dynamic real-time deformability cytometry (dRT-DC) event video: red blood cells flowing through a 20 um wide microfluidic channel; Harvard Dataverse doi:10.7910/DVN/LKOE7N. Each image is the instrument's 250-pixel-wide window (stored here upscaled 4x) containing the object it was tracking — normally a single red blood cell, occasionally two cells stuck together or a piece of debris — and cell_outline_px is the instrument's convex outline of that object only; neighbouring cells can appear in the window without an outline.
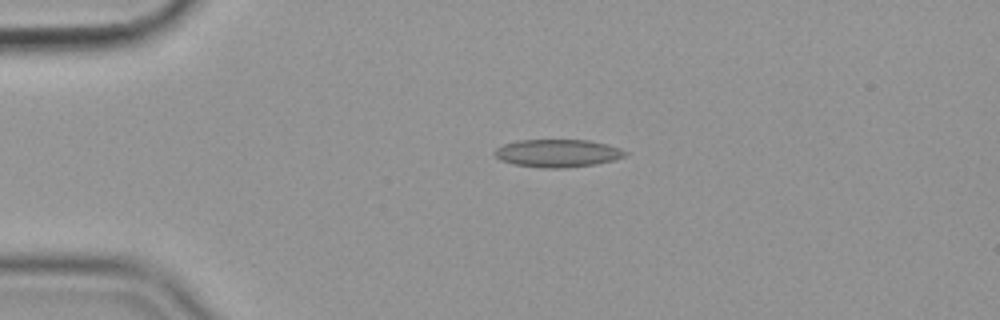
{"species": "common noctule bat (a hibernating species)", "species_latin": "Nyctalus noctula", "temperature_condition": "cold", "stored_images_in_passage": 44, "camera_frame_rate_fps": 3000, "um_per_image_px": 0.085, "animal": {"sex": "female", "body_mass_g": 19.9}, "frame": {"image": 1, "passage_image": 1, "time_ms": 0.0, "image_size_px": [1000, 320], "cell_outline_px": [[628, 156], [616, 160], [596, 164], [564, 168], [544, 168], [512, 164], [500, 160], [492, 152], [496, 148], [504, 144], [516, 140], [588, 140], [608, 144], [620, 148], [628, 152]], "centroid_in_image_um": [47.42, 13.02], "position_along_channel_um": 37.6, "area_um2": 21.44}}
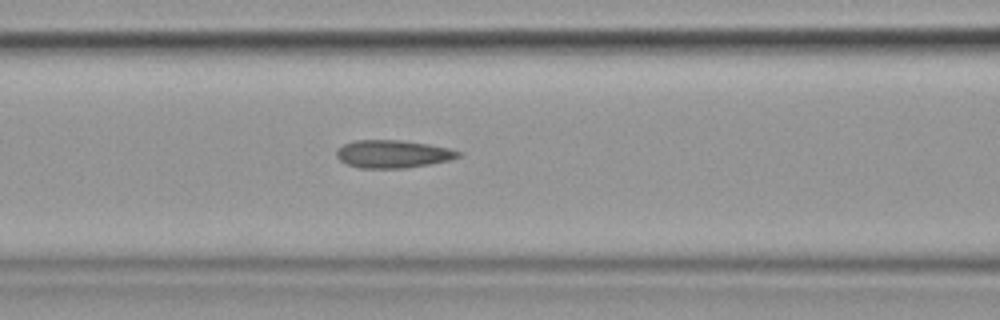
{"frame": {"image": 2, "passage_image": 12, "time_ms": 3.667, "image_size_px": [1000, 320], "cell_outline_px": [[460, 156], [448, 160], [428, 164], [404, 168], [360, 168], [348, 164], [340, 160], [336, 156], [336, 148], [344, 144], [356, 140], [400, 140], [428, 144], [448, 148], [460, 152]], "centroid_in_image_um": [33.34, 13.08], "position_along_channel_um": 133.3, "area_um2": 19.54}}
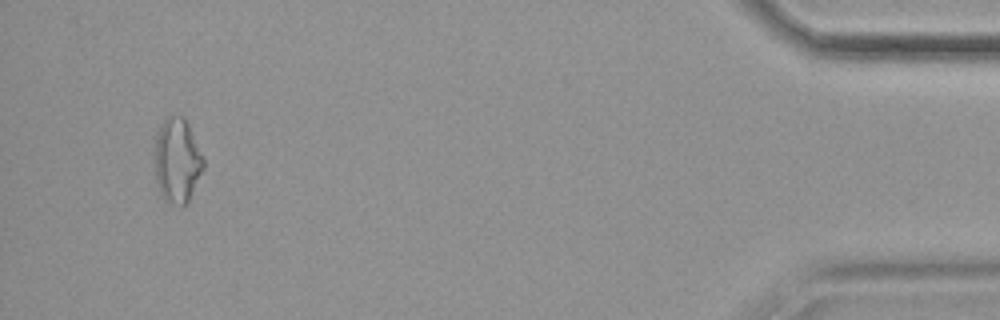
{"frame": {"image": 3, "passage_image": 42, "time_ms": 13.667, "image_size_px": [1000, 320], "cell_outline_px": [[204, 168], [188, 204], [180, 208], [172, 204], [160, 192], [156, 180], [156, 132], [164, 120], [168, 116], [184, 116], [204, 156]], "centroid_in_image_um": [15.1, 13.66], "position_along_channel_um": 420.1, "area_um2": 24.1}, "authors_computed_cell_mechanics": {"area_um2": 19.6231, "velocity_mm_per_s": 3.5805, "shape_relaxation_time_tau1_ms": null, "shape_relaxation_time_tau2_ms": 2.57, "deformation_change_tau1": null, "deformation_change_tau2": 0.0842}}